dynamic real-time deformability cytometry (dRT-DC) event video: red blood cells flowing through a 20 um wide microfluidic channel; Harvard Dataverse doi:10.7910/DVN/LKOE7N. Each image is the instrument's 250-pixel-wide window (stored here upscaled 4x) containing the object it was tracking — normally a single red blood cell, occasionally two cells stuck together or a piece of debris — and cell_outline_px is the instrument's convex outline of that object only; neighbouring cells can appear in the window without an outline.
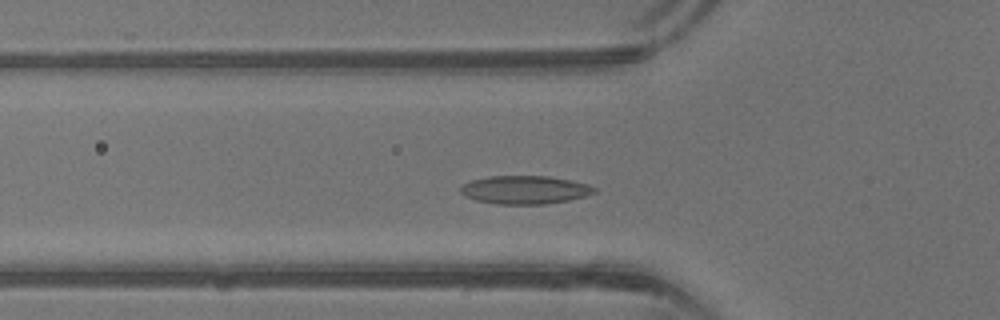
{"species": "common noctule bat (a hibernating species)", "species_latin": "Nyctalus noctula", "temperature_condition": "warm", "stored_images_in_passage": 38, "camera_frame_rate_fps": 3000, "um_per_image_px": 0.085, "animal": {"sex": "male", "body_mass_g": 13.3}, "frame": {"image": 1, "passage_image": 11, "time_ms": 3.333, "image_size_px": [1000, 320], "cell_outline_px": [[596, 192], [584, 196], [568, 200], [544, 204], [496, 204], [476, 200], [464, 196], [460, 192], [460, 188], [464, 184], [472, 180], [488, 176], [548, 176], [588, 184], [596, 188]], "centroid_in_image_um": [44.59, 16.13], "position_along_channel_um": 81.2, "area_um2": 21.91}}
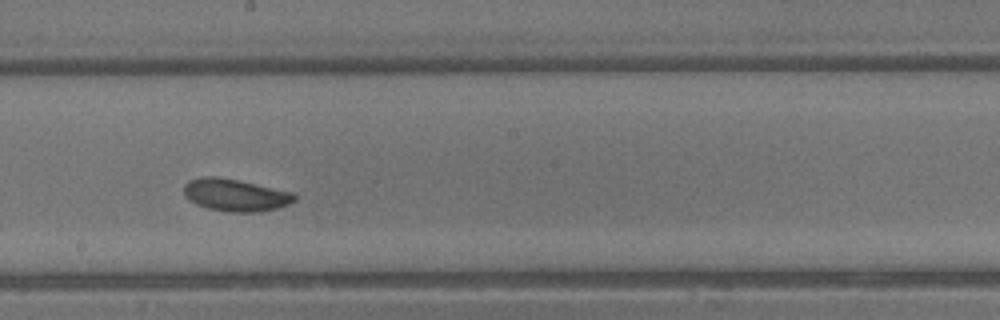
{"frame": {"image": 2, "passage_image": 20, "time_ms": 6.333, "image_size_px": [1000, 320], "cell_outline_px": [[296, 200], [288, 204], [276, 208], [256, 212], [228, 212], [208, 208], [196, 204], [188, 200], [184, 196], [184, 184], [188, 180], [200, 176], [216, 176], [240, 180], [296, 192]], "centroid_in_image_um": [20.0, 16.56], "position_along_channel_um": 228.2, "area_um2": 21.21}}
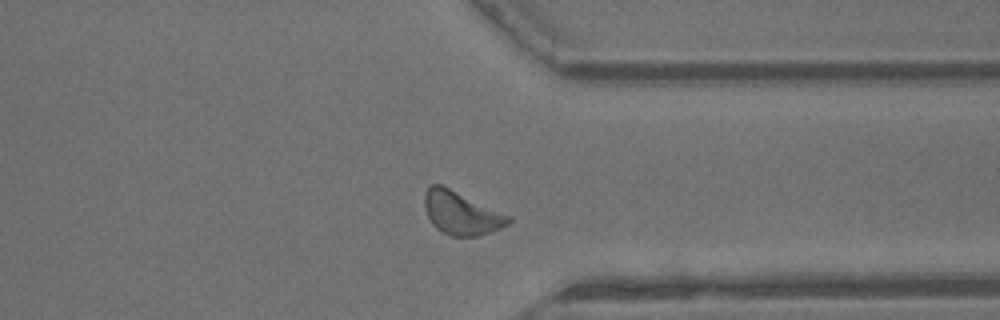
{"frame": {"image": 3, "passage_image": 29, "time_ms": 9.333, "image_size_px": [1000, 320], "cell_outline_px": [[512, 220], [508, 224], [500, 228], [476, 236], [448, 236], [436, 228], [432, 224], [424, 208], [424, 192], [432, 184], [440, 184], [512, 216]], "centroid_in_image_um": [39.19, 18.11], "position_along_channel_um": 372.2, "area_um2": 21.04}, "authors_computed_cell_mechanics": {"area_um2": 20.6346, "velocity_mm_per_s": 4.8846, "shape_relaxation_time_tau1_ms": 2.8755, "shape_relaxation_time_tau2_ms": null, "deformation_change_tau1": 0.0982, "deformation_change_tau2": null}}